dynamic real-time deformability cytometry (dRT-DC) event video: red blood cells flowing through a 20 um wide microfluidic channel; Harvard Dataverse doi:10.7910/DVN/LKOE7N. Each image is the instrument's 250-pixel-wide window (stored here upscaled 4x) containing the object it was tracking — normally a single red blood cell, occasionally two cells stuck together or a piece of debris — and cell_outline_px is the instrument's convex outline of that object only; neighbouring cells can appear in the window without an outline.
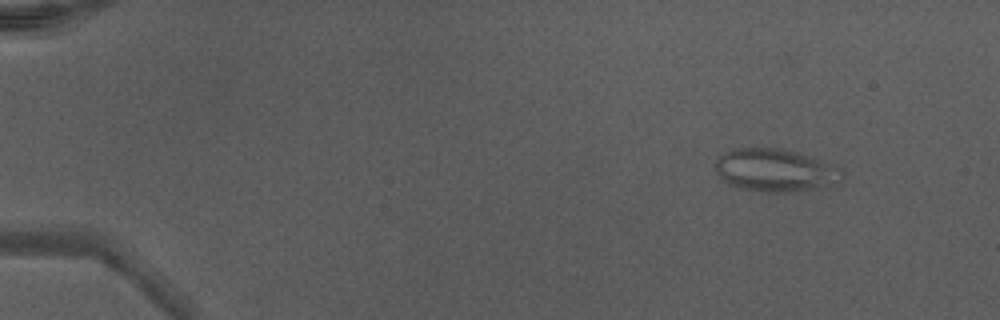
{"species": "Egyptian fruit bat (a non-hibernating species)", "species_latin": "Rousettus aegyptiacus", "temperature_condition": "warm", "stored_images_in_passage": 49, "camera_frame_rate_fps": 3000, "um_per_image_px": 0.085, "animal": {"sex": "male"}, "frame": {"image": 1, "passage_image": 6, "time_ms": 1.667, "image_size_px": [1000, 320], "cell_outline_px": [[844, 180], [832, 188], [788, 192], [760, 192], [740, 188], [728, 184], [712, 168], [716, 160], [724, 152], [732, 148], [784, 148], [796, 152], [840, 168], [844, 172]], "centroid_in_image_um": [65.93, 14.5], "position_along_channel_um": 19.1, "area_um2": 32.31}}
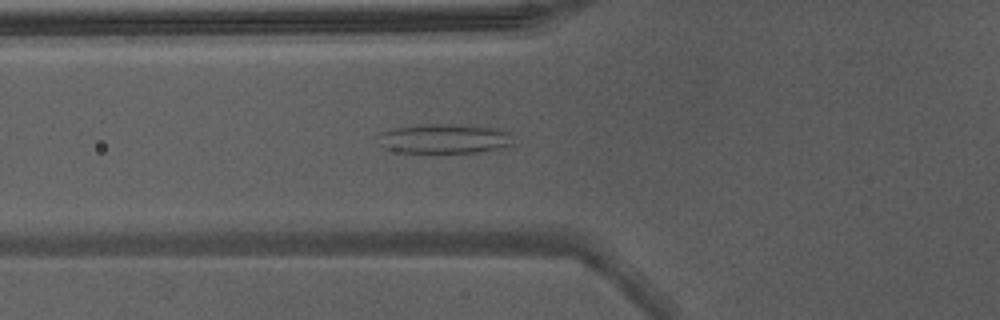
{"frame": {"image": 2, "passage_image": 20, "time_ms": 6.333, "image_size_px": [1000, 320], "cell_outline_px": [[516, 144], [476, 152], [400, 152], [384, 148], [380, 144], [380, 132], [392, 128], [420, 124], [452, 124], [500, 128], [508, 132]], "centroid_in_image_um": [37.77, 11.77], "position_along_channel_um": 88.0, "area_um2": 23.18}}
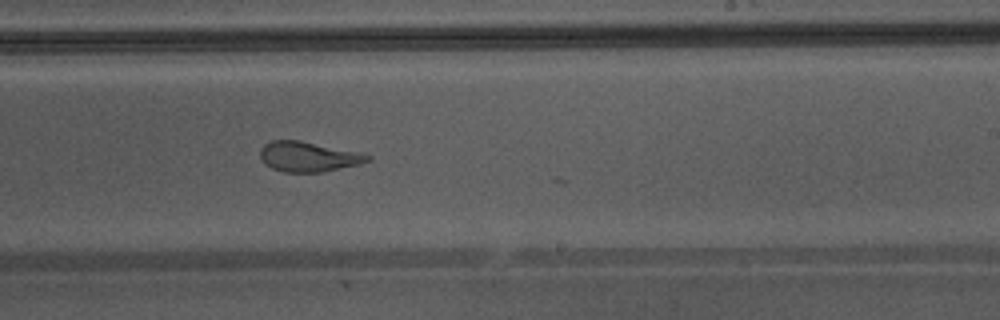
{"frame": {"image": 3, "passage_image": 32, "time_ms": 10.333, "image_size_px": [1000, 320], "cell_outline_px": [[372, 160], [360, 164], [320, 172], [284, 172], [272, 168], [264, 164], [260, 156], [260, 148], [264, 144], [272, 140], [300, 140], [360, 152], [372, 156]], "centroid_in_image_um": [26.21, 13.31], "position_along_channel_um": 262.8, "area_um2": 18.9}, "authors_computed_cell_mechanics": {"area_um2": 23.9292, "velocity_mm_per_s": 4.3597, "shape_relaxation_time_tau1_ms": null, "shape_relaxation_time_tau2_ms": 1.2729, "deformation_change_tau1": null, "deformation_change_tau2": 0.1015}}